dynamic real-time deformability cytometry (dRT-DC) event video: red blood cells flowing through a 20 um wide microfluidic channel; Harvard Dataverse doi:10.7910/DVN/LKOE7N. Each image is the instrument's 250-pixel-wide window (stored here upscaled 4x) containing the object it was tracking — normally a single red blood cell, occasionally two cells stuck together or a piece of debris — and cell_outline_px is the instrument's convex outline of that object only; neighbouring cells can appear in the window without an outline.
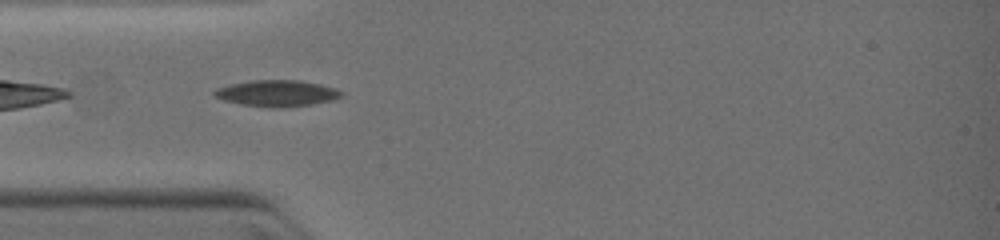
{"species": "common noctule bat (a hibernating species)", "species_latin": "Nyctalus noctula", "temperature_condition": "warm", "stored_images_in_passage": 41, "camera_frame_rate_fps": 3000, "um_per_image_px": 0.085, "animal": {"sex": "female", "body_mass_g": 19.0, "forearm_length_mm": 51.5}, "frame": {"image": 1, "passage_image": 4, "time_ms": 1.0, "image_size_px": [1000, 240], "cell_outline_px": [[344, 92], [340, 96], [332, 100], [308, 104], [244, 104], [224, 100], [216, 96], [212, 92], [216, 88], [232, 84], [252, 80], [300, 80], [320, 84], [336, 88]], "centroid_in_image_um": [23.56, 7.86], "position_along_channel_um": 61.4, "area_um2": 18.15}}
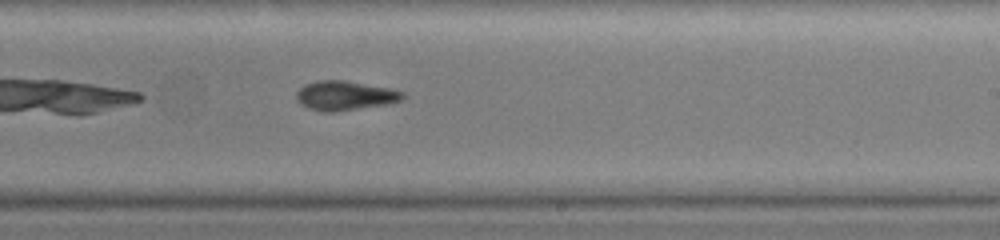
{"frame": {"image": 2, "passage_image": 20, "time_ms": 5.0, "image_size_px": [1000, 240], "cell_outline_px": [[404, 96], [400, 100], [388, 104], [332, 112], [328, 112], [312, 108], [304, 104], [296, 96], [296, 92], [304, 84], [320, 80], [344, 80], [392, 88], [404, 92]], "centroid_in_image_um": [29.37, 8.1], "position_along_channel_um": 259.6, "area_um2": 17.86}}
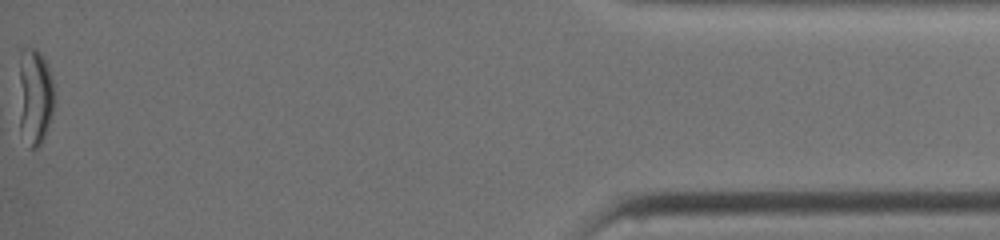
{"frame": {"image": 3, "passage_image": 41, "time_ms": 10.333, "image_size_px": [1000, 240], "cell_outline_px": [[56, 100], [44, 136], [40, 144], [36, 148], [32, 148], [20, 128], [20, 48], [36, 48], [44, 56], [52, 80]], "centroid_in_image_um": [2.99, 8.13], "position_along_channel_um": 432.2, "area_um2": 19.65}}